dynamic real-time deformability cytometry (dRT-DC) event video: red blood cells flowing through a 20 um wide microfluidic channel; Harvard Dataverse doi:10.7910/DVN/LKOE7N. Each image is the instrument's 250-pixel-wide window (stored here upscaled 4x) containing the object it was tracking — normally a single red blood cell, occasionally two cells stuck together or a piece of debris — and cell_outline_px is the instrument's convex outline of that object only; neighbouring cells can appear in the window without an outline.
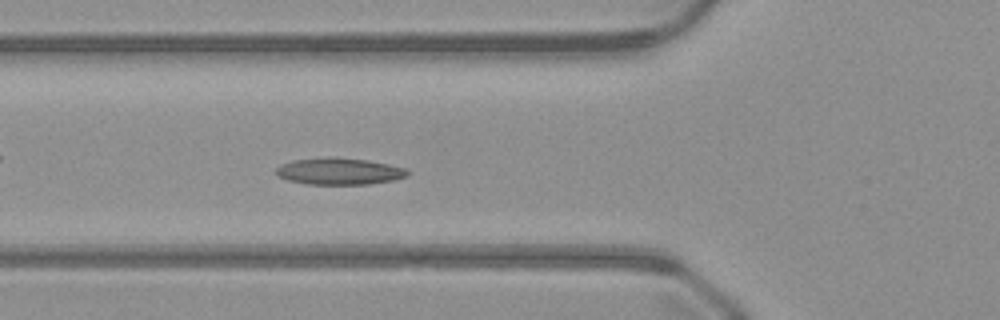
{"species": "common noctule bat (a hibernating species)", "species_latin": "Nyctalus noctula", "temperature_condition": "warm", "stored_images_in_passage": 40, "camera_frame_rate_fps": 3000, "um_per_image_px": 0.085, "animal": {"sex": "male", "body_mass_g": 23.1, "forearm_length_mm": 52.7}, "frame": {"image": 1, "passage_image": 8, "time_ms": 2.333, "image_size_px": [1000, 320], "cell_outline_px": [[412, 172], [408, 176], [392, 180], [368, 184], [308, 184], [288, 180], [280, 176], [276, 172], [276, 168], [280, 164], [292, 160], [328, 156], [332, 156], [368, 160], [408, 168]], "centroid_in_image_um": [28.87, 14.54], "position_along_channel_um": 96.9, "area_um2": 20.69}}
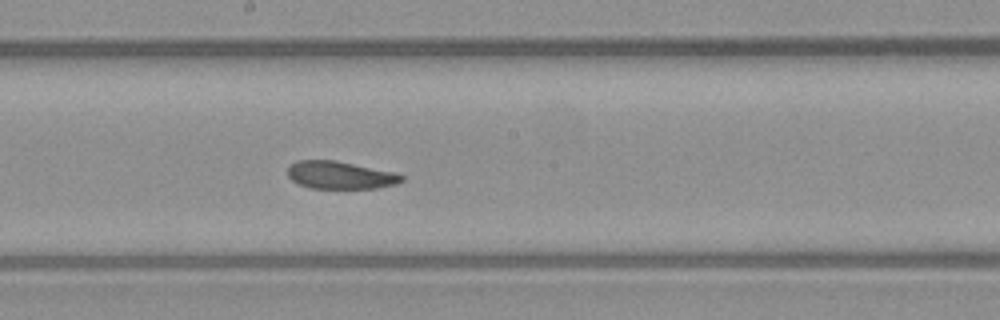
{"frame": {"image": 2, "passage_image": 17, "time_ms": 5.333, "image_size_px": [1000, 320], "cell_outline_px": [[404, 180], [396, 184], [376, 188], [312, 188], [300, 184], [292, 180], [288, 176], [288, 164], [296, 160], [336, 160], [396, 172], [404, 176]], "centroid_in_image_um": [28.92, 14.87], "position_along_channel_um": 219.3, "area_um2": 18.5}}
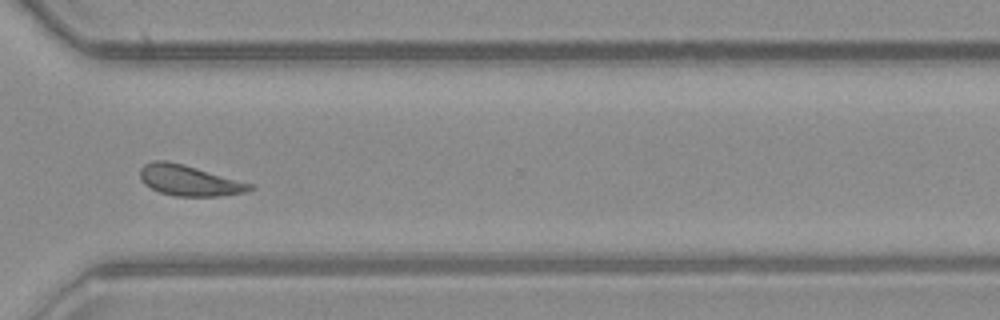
{"frame": {"image": 3, "passage_image": 27, "time_ms": 8.667, "image_size_px": [1000, 320], "cell_outline_px": [[256, 188], [244, 192], [220, 196], [176, 196], [160, 192], [144, 184], [140, 180], [140, 168], [144, 164], [152, 160], [168, 160], [184, 164], [256, 184]], "centroid_in_image_um": [16.11, 15.32], "position_along_channel_um": 354.5, "area_um2": 19.94}}